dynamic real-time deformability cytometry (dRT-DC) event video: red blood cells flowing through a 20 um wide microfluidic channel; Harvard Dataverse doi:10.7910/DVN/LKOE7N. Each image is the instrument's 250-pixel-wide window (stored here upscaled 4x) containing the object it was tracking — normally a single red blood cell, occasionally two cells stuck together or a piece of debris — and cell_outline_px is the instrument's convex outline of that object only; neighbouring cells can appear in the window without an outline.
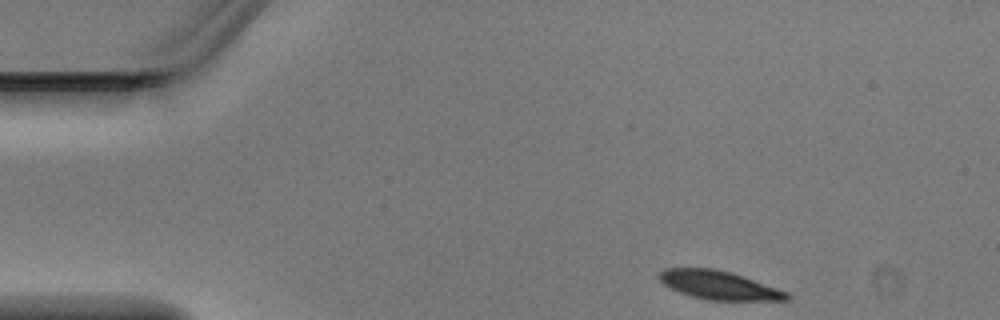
{"species": "Egyptian fruit bat (a non-hibernating species)", "species_latin": "Rousettus aegyptiacus", "temperature_condition": "warm", "stored_images_in_passage": 2, "camera_frame_rate_fps": 3000, "um_per_image_px": 0.085, "animal": {"sex": "male"}, "frame": {"image": 1, "passage_image": 1, "time_ms": 0.0, "image_size_px": [1000, 320], "cell_outline_px": [[792, 296], [788, 300], [708, 300], [692, 296], [680, 292], [664, 284], [656, 276], [664, 268], [712, 268], [732, 272], [744, 276], [788, 292]], "centroid_in_image_um": [61.12, 24.23], "position_along_channel_um": 23.9, "area_um2": 21.21}}